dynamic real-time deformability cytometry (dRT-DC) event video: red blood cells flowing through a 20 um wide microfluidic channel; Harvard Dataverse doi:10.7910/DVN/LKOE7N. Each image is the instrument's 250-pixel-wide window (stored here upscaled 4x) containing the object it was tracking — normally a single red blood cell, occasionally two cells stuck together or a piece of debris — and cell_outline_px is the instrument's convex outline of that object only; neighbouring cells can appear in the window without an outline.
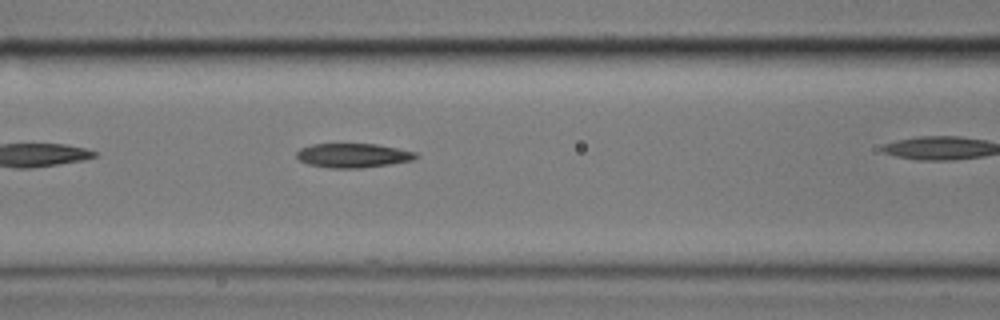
{"species": "common noctule bat (a hibernating species)", "species_latin": "Nyctalus noctula", "temperature_condition": "cold", "stored_images_in_passage": 13, "camera_frame_rate_fps": 3000, "um_per_image_px": 0.085, "animal": {"sex": "male", "body_mass_g": 17.9}, "frame": {"image": 1, "passage_image": 6, "time_ms": 1.667, "image_size_px": [1000, 320], "cell_outline_px": [[420, 156], [412, 160], [388, 164], [360, 168], [328, 168], [308, 164], [300, 160], [296, 156], [296, 152], [300, 148], [312, 144], [376, 144], [416, 152]], "centroid_in_image_um": [29.99, 13.21], "position_along_channel_um": 136.6, "area_um2": 16.76}}